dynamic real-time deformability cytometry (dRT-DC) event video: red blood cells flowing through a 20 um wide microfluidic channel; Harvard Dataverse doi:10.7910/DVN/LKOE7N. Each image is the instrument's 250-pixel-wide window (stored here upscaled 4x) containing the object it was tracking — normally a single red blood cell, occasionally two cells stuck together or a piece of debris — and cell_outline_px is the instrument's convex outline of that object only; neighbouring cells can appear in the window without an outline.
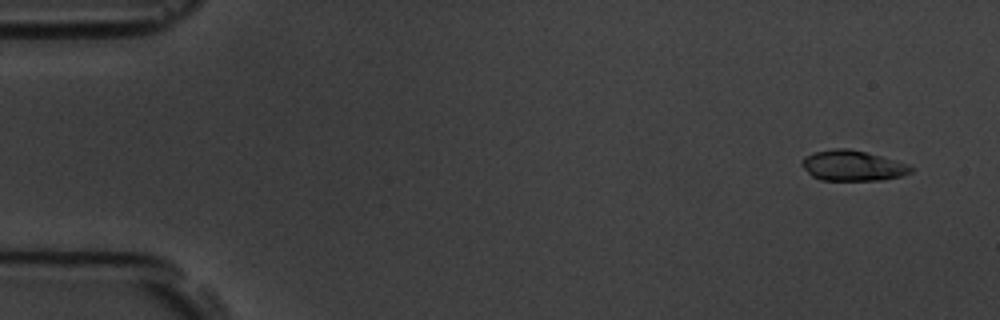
{"species": "common noctule bat (a hibernating species)", "species_latin": "Nyctalus noctula", "temperature_condition": "room temperature", "stored_images_in_passage": 6, "segment_of_instrument_passage": [2, 2], "camera_frame_rate_fps": 3000, "um_per_image_px": 0.085, "animal": {"sex": "male", "body_mass_g": 19.5, "forearm_length_mm": 54.6}, "frame": {"image": 1, "passage_image": 6, "time_ms": 6.0, "image_size_px": [1000, 320], "cell_outline_px": [[916, 168], [912, 172], [900, 176], [880, 180], [820, 180], [812, 176], [800, 164], [804, 156], [812, 152], [836, 148], [848, 148], [880, 156], [908, 164]], "centroid_in_image_um": [72.45, 14.08], "position_along_channel_um": 12.5, "area_um2": 19.31}}